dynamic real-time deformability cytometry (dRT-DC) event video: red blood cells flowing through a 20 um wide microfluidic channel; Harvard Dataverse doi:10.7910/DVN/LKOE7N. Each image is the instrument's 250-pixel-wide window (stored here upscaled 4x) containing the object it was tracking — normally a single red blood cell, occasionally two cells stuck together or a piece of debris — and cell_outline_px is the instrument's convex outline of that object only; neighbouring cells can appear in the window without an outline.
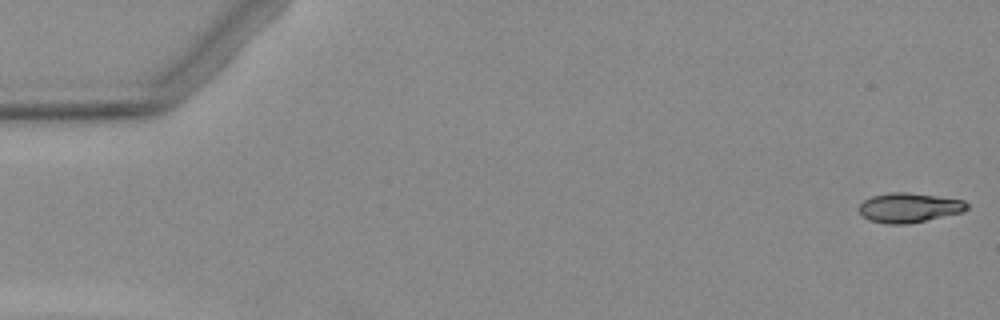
{"species": "Egyptian fruit bat (a non-hibernating species)", "species_latin": "Rousettus aegyptiacus", "temperature_condition": "warm", "stored_images_in_passage": 5, "camera_frame_rate_fps": 3000, "um_per_image_px": 0.085, "animal": {"sex": "female"}, "frame": {"image": 1, "passage_image": 1, "time_ms": 0.0, "image_size_px": [1000, 320], "cell_outline_px": [[968, 208], [964, 212], [908, 224], [884, 224], [868, 220], [860, 212], [860, 204], [864, 200], [872, 196], [892, 192], [904, 192], [936, 196], [964, 200], [968, 204]], "centroid_in_image_um": [77.28, 17.66], "position_along_channel_um": 7.7, "area_um2": 18.55}}